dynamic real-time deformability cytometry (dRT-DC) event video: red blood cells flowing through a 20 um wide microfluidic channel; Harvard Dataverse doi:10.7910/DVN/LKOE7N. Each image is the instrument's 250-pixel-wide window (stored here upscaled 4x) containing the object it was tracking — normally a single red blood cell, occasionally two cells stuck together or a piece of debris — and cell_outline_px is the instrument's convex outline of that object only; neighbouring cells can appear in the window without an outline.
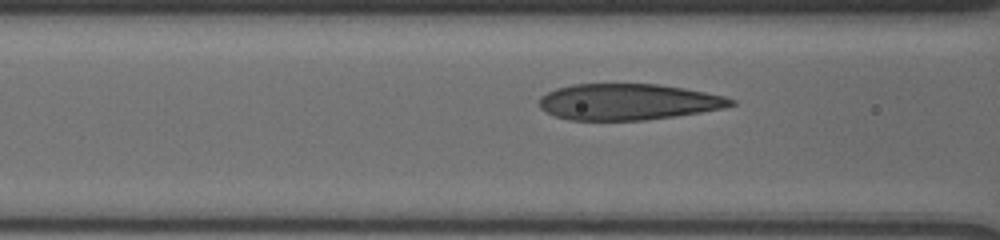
{"species": "human", "species_latin": "Homo sapiens", "temperature_condition": "cold", "stored_images_in_passage": 13, "camera_frame_rate_fps": 3000, "um_per_image_px": 0.085, "donor": {"sex": "male"}, "frame": {"image": 1, "passage_image": 7, "time_ms": 1.0, "image_size_px": [1000, 240], "cell_outline_px": [[736, 104], [724, 108], [676, 116], [644, 120], [568, 120], [556, 116], [540, 108], [540, 96], [556, 88], [572, 84], [660, 84], [684, 88], [724, 96], [736, 100]], "centroid_in_image_um": [53.4, 8.65], "position_along_channel_um": 113.2, "area_um2": 40.4}}